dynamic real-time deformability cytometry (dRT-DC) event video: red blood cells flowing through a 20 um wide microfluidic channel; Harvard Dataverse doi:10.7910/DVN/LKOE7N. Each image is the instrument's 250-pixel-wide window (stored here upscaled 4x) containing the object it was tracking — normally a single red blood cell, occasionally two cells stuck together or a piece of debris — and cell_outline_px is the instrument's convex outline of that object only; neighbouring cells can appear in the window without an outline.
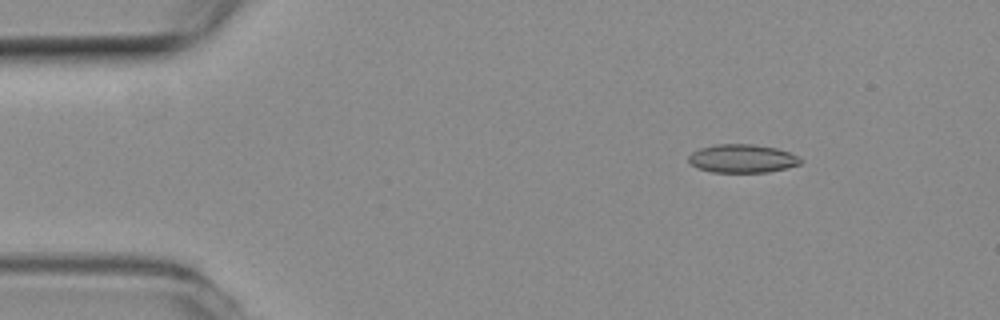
{"species": "common noctule bat (a hibernating species)", "species_latin": "Nyctalus noctula", "temperature_condition": "room temperature", "stored_images_in_passage": 4, "camera_frame_rate_fps": 3000, "um_per_image_px": 0.085, "animal": {"sex": "female", "body_mass_g": 19.3, "forearm_length_mm": 54.1}, "frame": {"image": 1, "passage_image": 2, "time_ms": 0.333, "image_size_px": [1000, 320], "cell_outline_px": [[804, 160], [800, 164], [768, 172], [712, 172], [700, 168], [692, 164], [688, 160], [688, 156], [692, 152], [700, 148], [716, 144], [752, 144], [776, 148], [788, 152]], "centroid_in_image_um": [63.09, 13.47], "position_along_channel_um": 21.9, "area_um2": 18.32}}
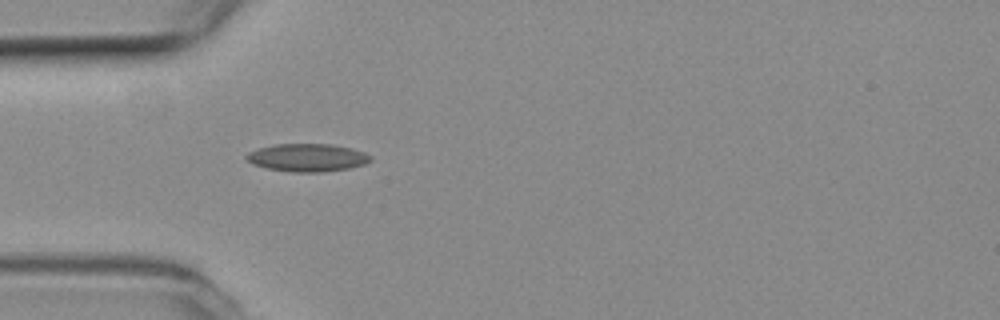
{"frame": {"image": 2, "passage_image": 4, "time_ms": 1.0, "image_size_px": [1000, 320], "cell_outline_px": [[372, 160], [364, 164], [348, 168], [324, 172], [292, 172], [268, 168], [252, 164], [244, 156], [248, 152], [272, 144], [332, 144], [352, 148], [364, 152], [372, 156]], "centroid_in_image_um": [26.13, 13.39], "position_along_channel_um": 58.9, "area_um2": 20.17}}